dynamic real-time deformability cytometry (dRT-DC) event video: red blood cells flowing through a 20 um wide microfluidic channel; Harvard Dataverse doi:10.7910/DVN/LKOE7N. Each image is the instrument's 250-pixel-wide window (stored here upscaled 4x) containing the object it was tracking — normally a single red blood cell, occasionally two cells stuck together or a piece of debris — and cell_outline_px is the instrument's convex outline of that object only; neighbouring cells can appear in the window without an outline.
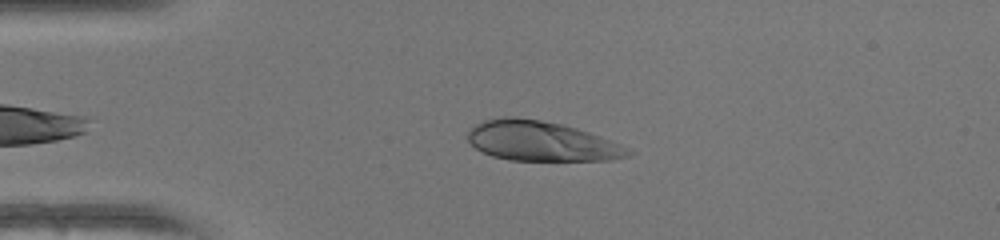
{"species": "human", "species_latin": "Homo sapiens", "temperature_condition": "warm", "stored_images_in_passage": 38, "camera_frame_rate_fps": 3000, "um_per_image_px": 0.085, "donor": {"sex": "female"}, "frame": {"image": 1, "passage_image": 5, "time_ms": 1.333, "image_size_px": [1000, 240], "cell_outline_px": [[636, 152], [628, 156], [612, 160], [508, 160], [492, 156], [476, 148], [468, 140], [468, 132], [476, 124], [484, 120], [504, 116], [516, 116], [564, 124], [588, 132], [620, 144]], "centroid_in_image_um": [46.01, 11.99], "position_along_channel_um": 39.0, "area_um2": 37.17}}
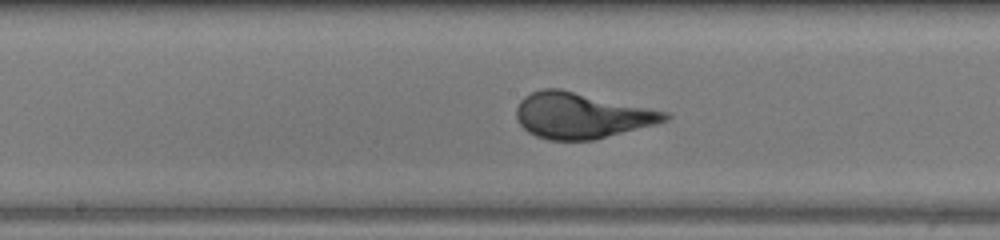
{"frame": {"image": 2, "passage_image": 19, "time_ms": 6.0, "image_size_px": [1000, 240], "cell_outline_px": [[672, 116], [668, 120], [656, 124], [592, 140], [548, 140], [536, 136], [528, 132], [520, 124], [516, 116], [516, 108], [520, 100], [524, 96], [540, 88], [560, 88], [668, 112]], "centroid_in_image_um": [49.4, 9.81], "position_along_channel_um": 198.8, "area_um2": 39.59}}
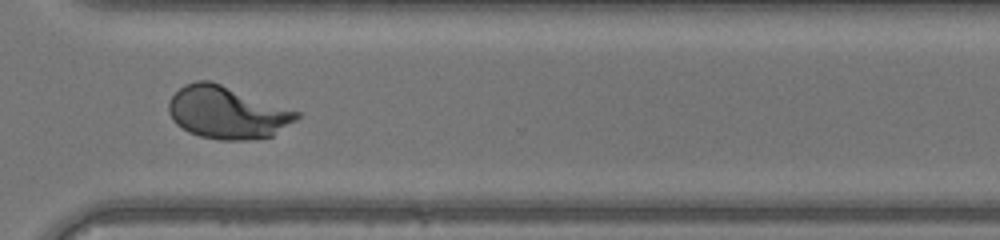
{"frame": {"image": 3, "passage_image": 30, "time_ms": 9.667, "image_size_px": [1000, 240], "cell_outline_px": [[300, 116], [296, 120], [272, 136], [248, 140], [220, 140], [200, 136], [188, 132], [176, 124], [172, 120], [168, 112], [168, 100], [184, 84], [196, 80], [208, 80], [220, 84], [300, 112]], "centroid_in_image_um": [19.27, 9.57], "position_along_channel_um": 351.3, "area_um2": 38.96}}